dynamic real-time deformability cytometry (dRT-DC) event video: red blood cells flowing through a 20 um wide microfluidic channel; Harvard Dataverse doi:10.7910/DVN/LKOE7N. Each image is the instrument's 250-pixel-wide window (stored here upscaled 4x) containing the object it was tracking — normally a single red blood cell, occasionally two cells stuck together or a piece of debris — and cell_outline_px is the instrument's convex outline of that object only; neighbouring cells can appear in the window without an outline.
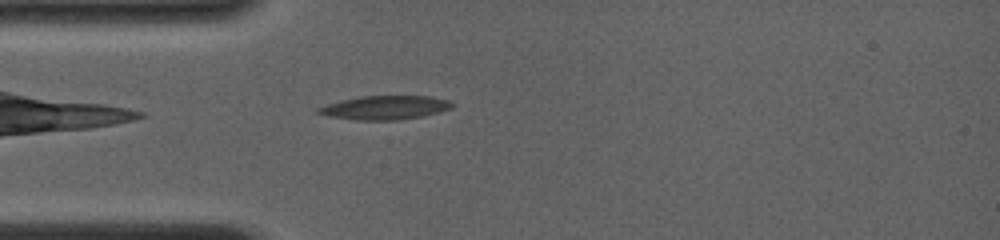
{"species": "common noctule bat (a hibernating species)", "species_latin": "Nyctalus noctula", "temperature_condition": "room temperature", "stored_images_in_passage": 77, "camera_frame_rate_fps": 4000, "um_per_image_px": 0.085, "animal": {"sex": "female", "body_mass_g": 19.0, "forearm_length_mm": 56.7}, "frame": {"image": 1, "passage_image": 4, "time_ms": 0.5, "image_size_px": [1000, 240], "cell_outline_px": [[456, 104], [452, 108], [424, 116], [396, 120], [356, 120], [328, 116], [316, 112], [316, 108], [340, 100], [360, 96], [432, 96], [448, 100]], "centroid_in_image_um": [32.74, 9.14], "position_along_channel_um": 52.3, "area_um2": 18.67}}
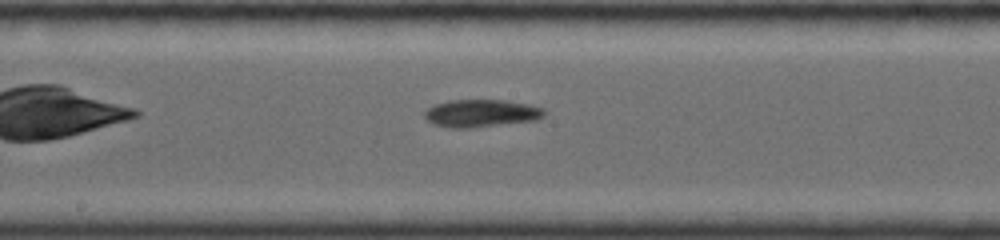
{"frame": {"image": 2, "passage_image": 31, "time_ms": 4.5, "image_size_px": [1000, 240], "cell_outline_px": [[544, 116], [536, 120], [468, 128], [448, 128], [432, 124], [424, 116], [424, 112], [428, 108], [436, 104], [448, 100], [504, 100], [528, 104], [544, 108]], "centroid_in_image_um": [40.88, 9.63], "position_along_channel_um": 207.3, "area_um2": 19.19}}
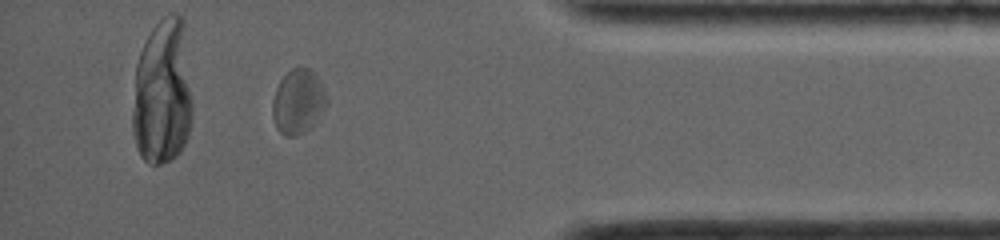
{"frame": {"image": 3, "passage_image": 65, "time_ms": 10.0, "image_size_px": [1000, 240], "cell_outline_px": [[328, 104], [312, 128], [296, 136], [284, 136], [276, 128], [272, 116], [272, 100], [276, 88], [280, 80], [292, 68], [312, 68], [324, 88], [328, 96]], "centroid_in_image_um": [25.36, 8.66], "position_along_channel_um": 409.8, "area_um2": 20.81}, "authors_computed_cell_mechanics": {"area_um2": 18.8428, "velocity_mm_per_s": 3.9987, "shape_relaxation_time_tau1_ms": 4.3127, "shape_relaxation_time_tau2_ms": 8.2565, "deformation_change_tau1": 0.1125, "deformation_change_tau2": 0.1122}}